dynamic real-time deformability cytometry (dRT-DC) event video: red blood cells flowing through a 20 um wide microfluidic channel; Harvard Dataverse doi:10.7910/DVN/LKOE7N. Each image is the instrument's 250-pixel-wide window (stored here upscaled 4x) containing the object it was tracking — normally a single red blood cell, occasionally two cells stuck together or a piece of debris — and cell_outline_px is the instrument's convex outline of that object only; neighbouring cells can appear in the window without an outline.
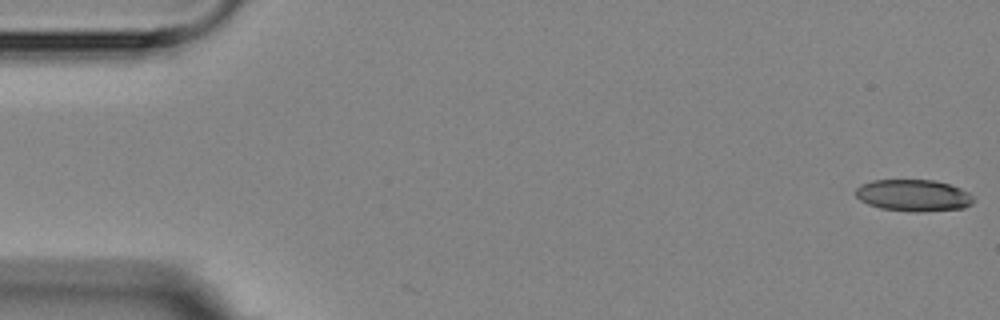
{"species": "Egyptian fruit bat (a non-hibernating species)", "species_latin": "Rousettus aegyptiacus", "temperature_condition": "room temperature", "stored_images_in_passage": 6, "segment_of_instrument_passage": [2, 2], "camera_frame_rate_fps": 3000, "um_per_image_px": 0.085, "animal": {"sex": "female"}, "frame": {"image": 1, "passage_image": 6, "time_ms": 5.667, "image_size_px": [1000, 320], "cell_outline_px": [[976, 200], [972, 204], [964, 208], [920, 212], [908, 212], [880, 208], [868, 204], [860, 200], [856, 196], [856, 188], [860, 184], [872, 180], [932, 180], [948, 184], [960, 188], [968, 192]], "centroid_in_image_um": [77.64, 16.62], "position_along_channel_um": 7.4, "area_um2": 21.96}}